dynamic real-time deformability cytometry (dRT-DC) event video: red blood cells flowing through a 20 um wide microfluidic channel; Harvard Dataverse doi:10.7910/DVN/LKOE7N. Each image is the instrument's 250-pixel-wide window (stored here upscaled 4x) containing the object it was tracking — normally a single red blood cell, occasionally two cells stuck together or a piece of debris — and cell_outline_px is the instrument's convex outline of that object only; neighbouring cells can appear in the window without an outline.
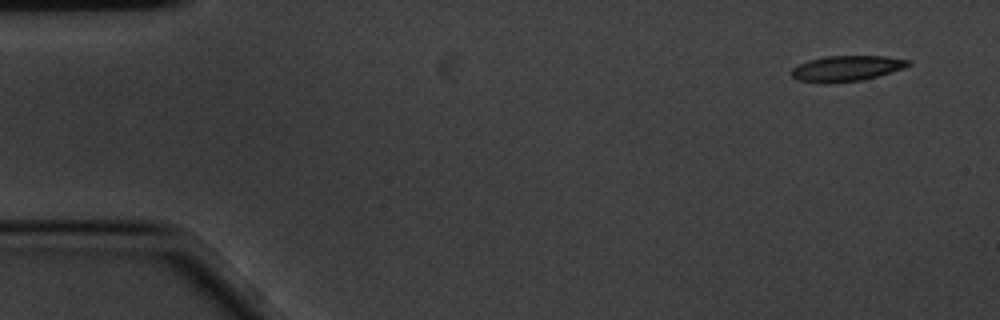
{"species": "common noctule bat (a hibernating species)", "species_latin": "Nyctalus noctula", "temperature_condition": "cold", "stored_images_in_passage": 4, "camera_frame_rate_fps": 3000, "um_per_image_px": 0.085, "animal": {"sex": "male", "body_mass_g": 20.1, "forearm_length_mm": 53.5}, "frame": {"image": 1, "passage_image": 1, "time_ms": 0.0, "image_size_px": [1000, 320], "cell_outline_px": [[912, 64], [904, 68], [864, 80], [828, 84], [824, 84], [800, 80], [792, 76], [792, 68], [808, 60], [824, 56], [888, 56], [912, 60]], "centroid_in_image_um": [72.0, 5.82], "position_along_channel_um": 13.0, "area_um2": 17.63}}
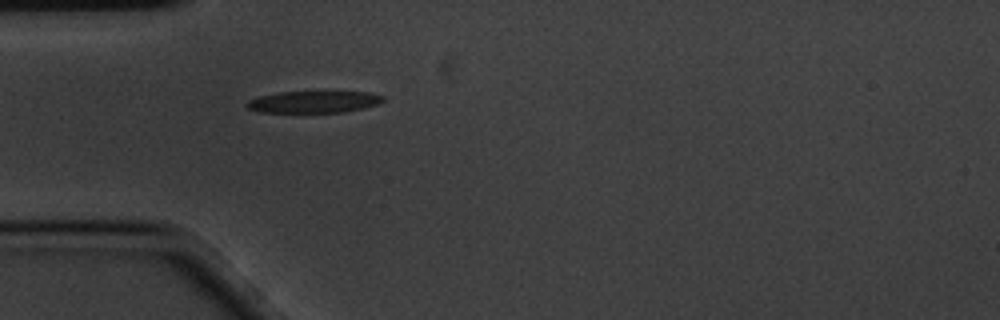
{"frame": {"image": 2, "passage_image": 4, "time_ms": 1.0, "image_size_px": [1000, 320], "cell_outline_px": [[384, 100], [380, 104], [364, 108], [344, 112], [256, 112], [248, 108], [244, 104], [248, 100], [260, 96], [280, 92], [368, 92], [384, 96]], "centroid_in_image_um": [26.67, 8.66], "position_along_channel_um": 58.3, "area_um2": 17.34}}